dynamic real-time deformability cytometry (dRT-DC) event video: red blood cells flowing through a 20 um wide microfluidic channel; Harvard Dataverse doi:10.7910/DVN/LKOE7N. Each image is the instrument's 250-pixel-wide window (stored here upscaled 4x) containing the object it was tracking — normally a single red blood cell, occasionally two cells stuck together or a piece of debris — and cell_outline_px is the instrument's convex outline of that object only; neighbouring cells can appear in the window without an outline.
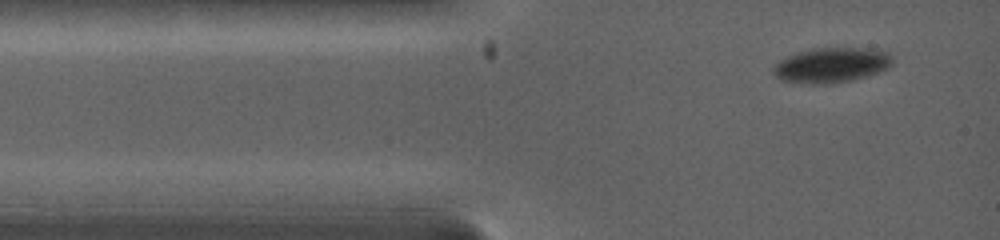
{"species": "common noctule bat (a hibernating species)", "species_latin": "Nyctalus noctula", "temperature_condition": "warm", "stored_images_in_passage": 3, "camera_frame_rate_fps": 5000, "um_per_image_px": 0.085, "animal": {"sex": "female", "body_mass_g": 19.0, "forearm_length_mm": 53.3}, "frame": {"image": 1, "passage_image": 3, "time_ms": 0.6, "image_size_px": [1000, 240], "cell_outline_px": [[892, 64], [888, 68], [868, 76], [852, 80], [832, 84], [812, 84], [780, 80], [772, 72], [772, 68], [780, 60], [788, 56], [800, 52], [824, 48], [852, 48], [880, 52], [888, 56], [892, 60]], "centroid_in_image_um": [70.6, 5.58], "position_along_channel_um": 14.4, "area_um2": 23.64}}